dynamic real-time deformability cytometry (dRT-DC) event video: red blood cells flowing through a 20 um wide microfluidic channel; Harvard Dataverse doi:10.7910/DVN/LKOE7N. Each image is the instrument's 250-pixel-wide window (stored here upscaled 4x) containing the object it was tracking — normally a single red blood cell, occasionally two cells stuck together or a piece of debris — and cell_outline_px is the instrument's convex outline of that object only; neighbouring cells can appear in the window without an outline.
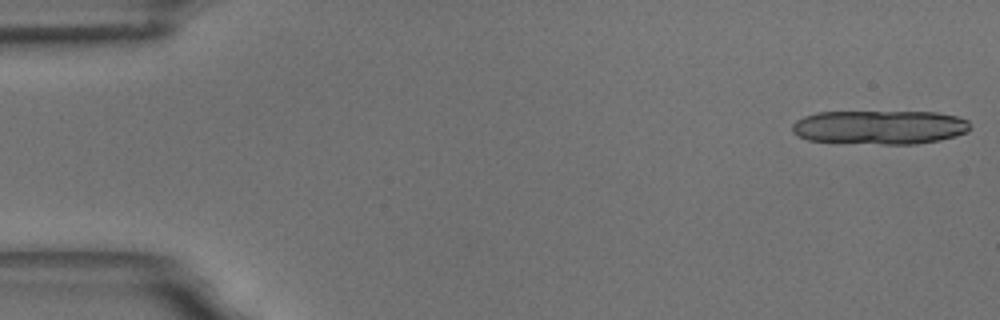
{"species": "common noctule bat (a hibernating species)", "species_latin": "Nyctalus noctula", "temperature_condition": "room temperature", "stored_images_in_passage": 3, "camera_frame_rate_fps": 3000, "um_per_image_px": 0.085, "animal": {"sex": "male", "body_mass_g": 18.8}, "frame": {"image": 1, "passage_image": 1, "time_ms": 0.0, "image_size_px": [1000, 320], "cell_outline_px": [[972, 128], [968, 132], [956, 136], [940, 140], [916, 144], [880, 144], [808, 140], [792, 132], [792, 124], [796, 120], [804, 116], [816, 112], [936, 112], [956, 116], [968, 120]], "centroid_in_image_um": [74.81, 10.81], "position_along_channel_um": 10.2, "area_um2": 35.37}}